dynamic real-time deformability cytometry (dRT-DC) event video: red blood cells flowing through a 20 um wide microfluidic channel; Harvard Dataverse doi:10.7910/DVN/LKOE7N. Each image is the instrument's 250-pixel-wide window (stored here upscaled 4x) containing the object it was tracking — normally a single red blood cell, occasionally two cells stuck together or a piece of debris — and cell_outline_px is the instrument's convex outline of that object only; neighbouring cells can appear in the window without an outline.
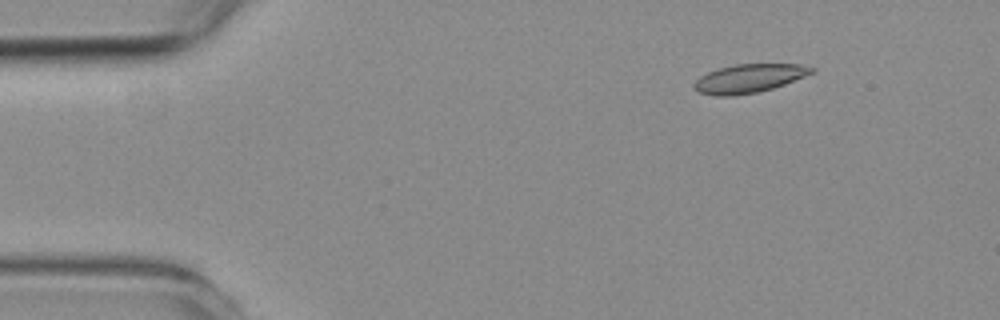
{"species": "common noctule bat (a hibernating species)", "species_latin": "Nyctalus noctula", "temperature_condition": "room temperature", "stored_images_in_passage": 48, "camera_frame_rate_fps": 3000, "um_per_image_px": 0.085, "animal": {"sex": "female", "body_mass_g": 19.3, "forearm_length_mm": 54.1}, "frame": {"image": 1, "passage_image": 1, "time_ms": 0.0, "image_size_px": [1000, 320], "cell_outline_px": [[816, 68], [812, 72], [804, 76], [784, 84], [772, 88], [756, 92], [732, 96], [716, 96], [696, 92], [692, 84], [700, 76], [708, 72], [720, 68], [736, 64], [800, 64]], "centroid_in_image_um": [63.62, 6.67], "position_along_channel_um": 21.4, "area_um2": 19.42}}
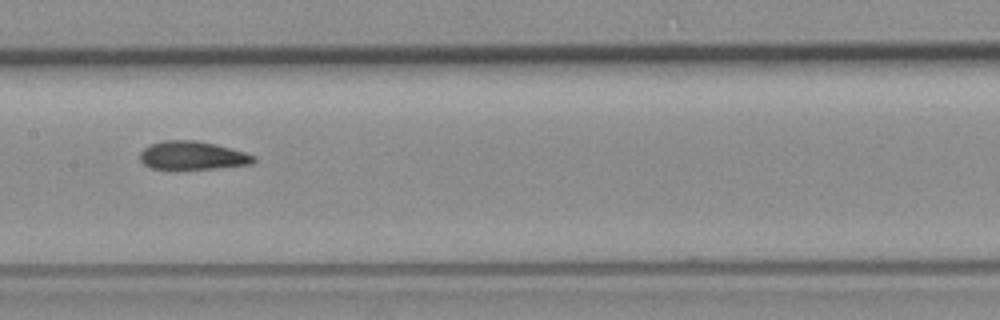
{"frame": {"image": 2, "passage_image": 21, "time_ms": 6.667, "image_size_px": [1000, 320], "cell_outline_px": [[256, 160], [252, 164], [216, 168], [152, 168], [144, 164], [140, 160], [140, 152], [148, 144], [164, 140], [196, 140], [216, 144], [232, 148], [256, 156]], "centroid_in_image_um": [16.37, 13.19], "position_along_channel_um": 191.0, "area_um2": 18.73}}
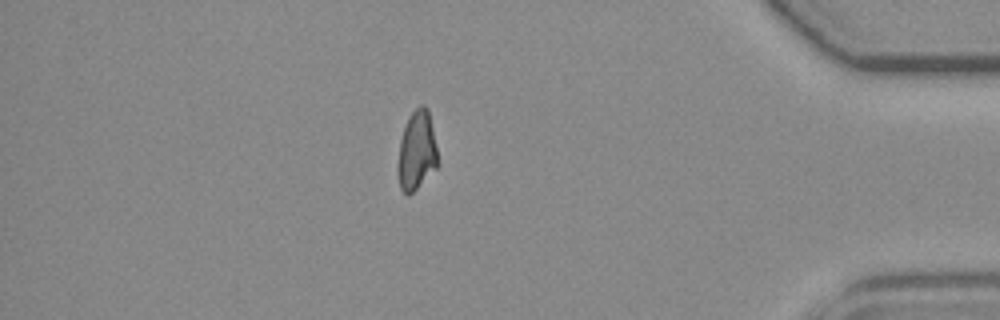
{"frame": {"image": 3, "passage_image": 41, "time_ms": 13.333, "image_size_px": [1000, 320], "cell_outline_px": [[436, 168], [408, 196], [400, 188], [396, 172], [396, 168], [400, 140], [408, 116], [420, 104], [424, 104], [428, 108], [436, 148]], "centroid_in_image_um": [35.37, 12.8], "position_along_channel_um": 399.8, "area_um2": 18.26}, "authors_computed_cell_mechanics": {"area_um2": 19.2763, "velocity_mm_per_s": 3.7742, "shape_relaxation_time_tau1_ms": 9.1053, "shape_relaxation_time_tau2_ms": 1.838, "deformation_change_tau1": 0.2131, "deformation_change_tau2": 0.088}}